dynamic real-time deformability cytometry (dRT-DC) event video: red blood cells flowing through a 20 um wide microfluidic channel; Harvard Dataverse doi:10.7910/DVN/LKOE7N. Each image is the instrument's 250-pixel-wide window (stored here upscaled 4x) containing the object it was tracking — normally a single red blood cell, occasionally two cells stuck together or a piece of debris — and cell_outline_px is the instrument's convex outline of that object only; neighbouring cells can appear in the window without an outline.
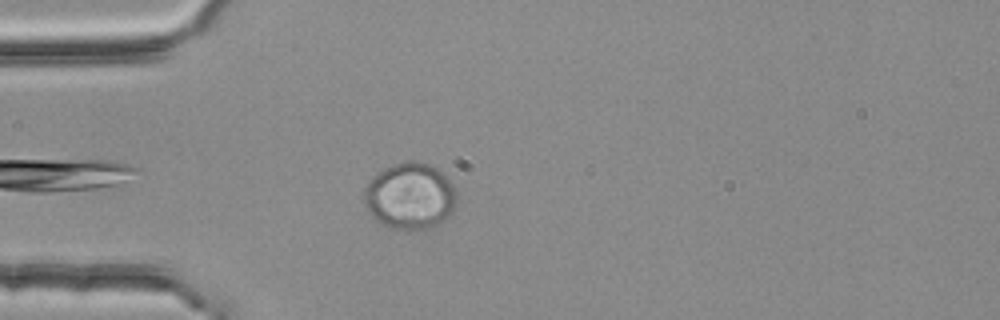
{"species": "common noctule bat (a hibernating species)", "species_latin": "Nyctalus noctula", "temperature_condition": "room temperature", "stored_images_in_passage": 3, "camera_frame_rate_fps": 3000, "um_per_image_px": 0.085, "animal": {"sex": "female", "body_mass_g": 25.1}, "frame": {"image": 1, "passage_image": 3, "time_ms": 0.667, "image_size_px": [1000, 320], "cell_outline_px": [[456, 200], [452, 212], [440, 224], [424, 228], [392, 228], [380, 224], [368, 212], [364, 204], [364, 188], [384, 168], [392, 164], [408, 160], [416, 160], [428, 164], [436, 168], [452, 184], [456, 196]], "centroid_in_image_um": [34.83, 16.66], "position_along_channel_um": 50.2, "area_um2": 35.43}}